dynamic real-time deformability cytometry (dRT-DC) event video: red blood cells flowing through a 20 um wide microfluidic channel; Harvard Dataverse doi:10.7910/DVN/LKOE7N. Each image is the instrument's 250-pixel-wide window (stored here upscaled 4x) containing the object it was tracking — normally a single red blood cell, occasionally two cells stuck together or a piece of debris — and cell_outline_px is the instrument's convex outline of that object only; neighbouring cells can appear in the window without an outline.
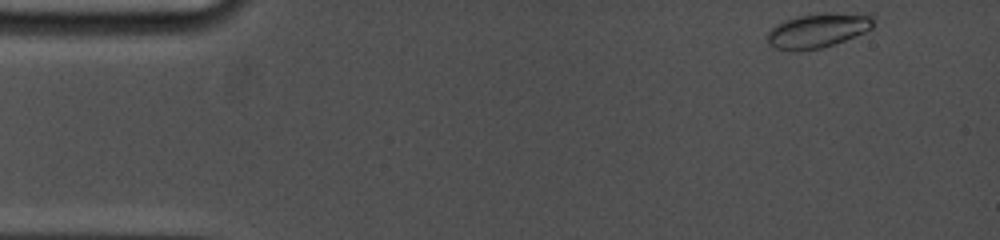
{"species": "common noctule bat (a hibernating species)", "species_latin": "Nyctalus noctula", "temperature_condition": "cold", "stored_images_in_passage": 7, "camera_frame_rate_fps": 5000, "um_per_image_px": 0.085, "animal": {"sex": "female", "body_mass_g": 19.0, "forearm_length_mm": 53.3}, "frame": {"image": 1, "passage_image": 1, "time_ms": 0.0, "image_size_px": [1000, 240], "cell_outline_px": [[872, 28], [864, 32], [844, 40], [820, 48], [796, 52], [792, 52], [772, 48], [768, 44], [768, 32], [776, 24], [800, 16], [820, 12], [872, 12]], "centroid_in_image_um": [69.54, 2.57], "position_along_channel_um": 15.5, "area_um2": 21.68}}
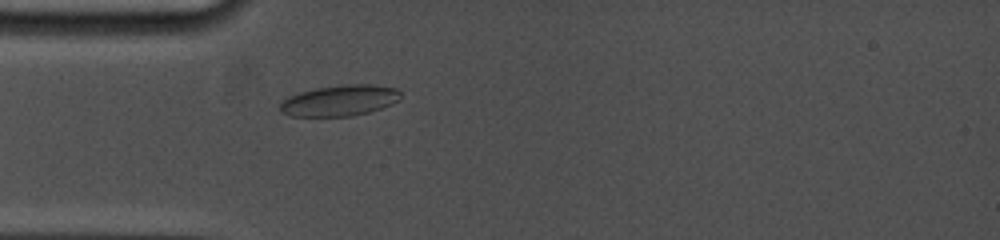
{"frame": {"image": 2, "passage_image": 7, "time_ms": 3.6, "image_size_px": [1000, 240], "cell_outline_px": [[400, 100], [392, 104], [368, 112], [352, 116], [292, 116], [280, 112], [280, 104], [288, 96], [300, 92], [316, 88], [348, 84], [372, 84], [396, 88], [400, 92]], "centroid_in_image_um": [28.88, 8.54], "position_along_channel_um": 56.1, "area_um2": 21.68}}